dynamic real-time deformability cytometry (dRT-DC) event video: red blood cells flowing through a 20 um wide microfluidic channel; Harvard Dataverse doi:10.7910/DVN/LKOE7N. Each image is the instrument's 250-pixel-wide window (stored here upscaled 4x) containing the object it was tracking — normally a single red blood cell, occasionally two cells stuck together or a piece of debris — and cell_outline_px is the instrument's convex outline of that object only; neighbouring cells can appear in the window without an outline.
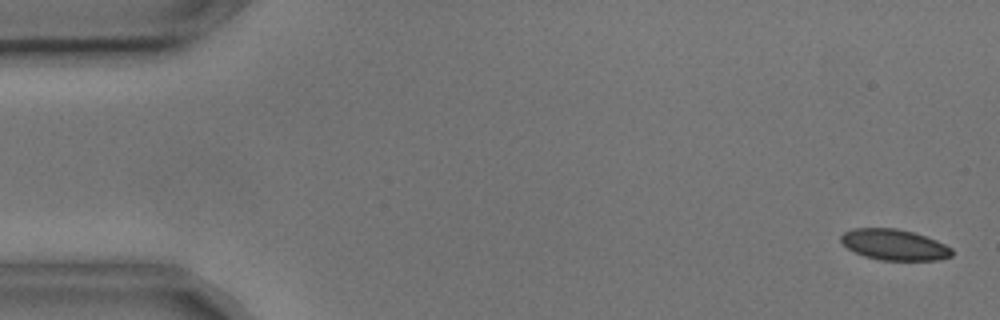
{"species": "common noctule bat (a hibernating species)", "species_latin": "Nyctalus noctula", "temperature_condition": "cold", "stored_images_in_passage": 4, "camera_frame_rate_fps": 3000, "um_per_image_px": 0.085, "animal": {"sex": "male", "body_mass_g": 17.9, "forearm_length_mm": 54.2}, "frame": {"image": 1, "passage_image": 1, "time_ms": 0.0, "image_size_px": [1000, 320], "cell_outline_px": [[952, 256], [940, 260], [880, 260], [864, 256], [848, 248], [840, 240], [840, 236], [844, 232], [852, 228], [896, 228], [912, 232], [936, 240], [952, 248]], "centroid_in_image_um": [76.01, 20.8], "position_along_channel_um": 9.0, "area_um2": 19.88}}